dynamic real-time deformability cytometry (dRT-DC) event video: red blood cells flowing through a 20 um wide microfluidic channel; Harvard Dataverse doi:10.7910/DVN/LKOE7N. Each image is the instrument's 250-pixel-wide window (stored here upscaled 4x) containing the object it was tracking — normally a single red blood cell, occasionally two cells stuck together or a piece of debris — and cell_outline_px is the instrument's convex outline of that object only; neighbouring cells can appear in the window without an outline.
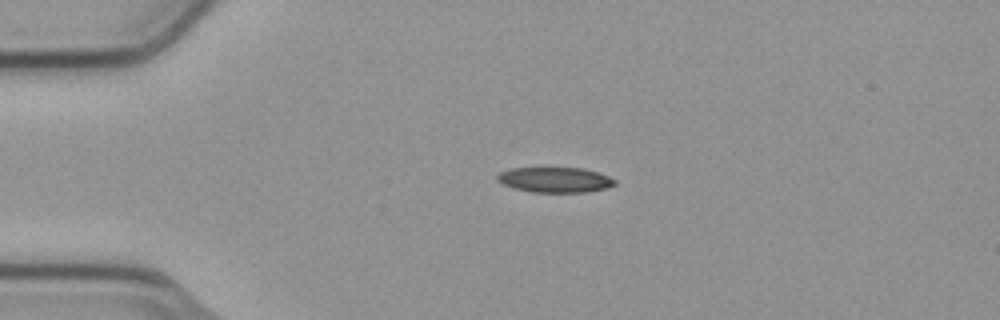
{"species": "common noctule bat (a hibernating species)", "species_latin": "Nyctalus noctula", "temperature_condition": "cold", "stored_images_in_passage": 43, "camera_frame_rate_fps": 3000, "um_per_image_px": 0.085, "animal": {"sex": "male", "body_mass_g": 23.1, "forearm_length_mm": 52.7}, "frame": {"image": 1, "passage_image": 1, "time_ms": 0.0, "image_size_px": [1000, 320], "cell_outline_px": [[616, 184], [608, 188], [584, 192], [532, 192], [512, 188], [496, 180], [496, 176], [500, 172], [508, 168], [584, 168], [608, 176], [616, 180]], "centroid_in_image_um": [47.15, 15.28], "position_along_channel_um": 37.8, "area_um2": 17.34}}
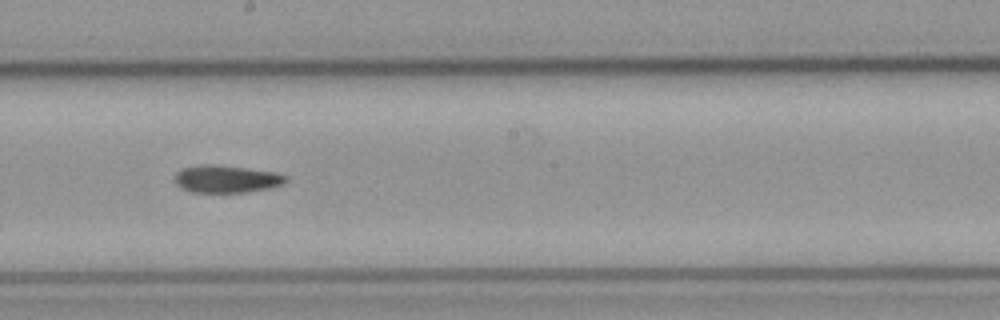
{"frame": {"image": 2, "passage_image": 19, "time_ms": 6.0, "image_size_px": [1000, 320], "cell_outline_px": [[288, 180], [284, 184], [268, 188], [248, 192], [188, 192], [180, 188], [176, 184], [176, 172], [180, 168], [200, 164], [212, 164], [276, 172], [288, 176]], "centroid_in_image_um": [19.23, 15.21], "position_along_channel_um": 229.0, "area_um2": 17.92}}
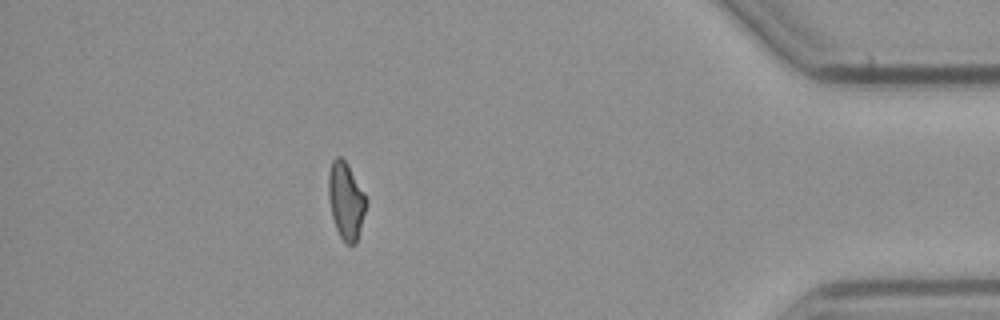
{"frame": {"image": 3, "passage_image": 37, "time_ms": 12.0, "image_size_px": [1000, 320], "cell_outline_px": [[368, 200], [356, 244], [348, 244], [340, 236], [336, 228], [332, 216], [328, 196], [328, 172], [332, 160], [336, 156], [340, 156], [348, 164]], "centroid_in_image_um": [29.4, 17.03], "position_along_channel_um": 405.8, "area_um2": 16.88}, "authors_computed_cell_mechanics": {"area_um2": 17.6868, "velocity_mm_per_s": 3.7623, "shape_relaxation_time_tau1_ms": null, "shape_relaxation_time_tau2_ms": 9.6474, "deformation_change_tau1": null, "deformation_change_tau2": 0.1917}}